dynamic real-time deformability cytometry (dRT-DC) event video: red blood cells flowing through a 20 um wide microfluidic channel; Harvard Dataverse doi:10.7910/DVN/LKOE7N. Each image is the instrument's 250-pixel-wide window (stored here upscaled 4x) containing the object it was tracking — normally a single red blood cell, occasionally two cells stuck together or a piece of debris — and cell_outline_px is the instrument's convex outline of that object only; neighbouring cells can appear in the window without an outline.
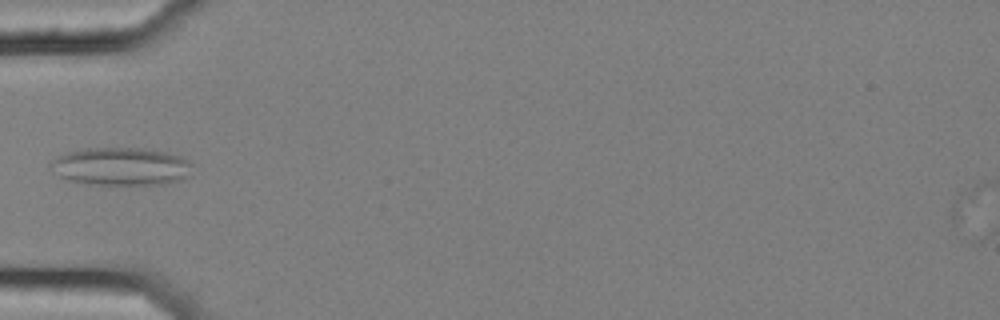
{"species": "common noctule bat (a hibernating species)", "species_latin": "Nyctalus noctula", "temperature_condition": "cold", "stored_images_in_passage": 37, "camera_frame_rate_fps": 3000, "um_per_image_px": 0.085, "animal": {"sex": "female", "body_mass_g": 25.1}, "frame": {"image": 1, "passage_image": 2, "time_ms": 0.333, "image_size_px": [1000, 320], "cell_outline_px": [[192, 176], [180, 180], [164, 184], [88, 184], [68, 180], [60, 176], [48, 164], [56, 156], [68, 152], [84, 148], [144, 148], [164, 152], [180, 156], [192, 164]], "centroid_in_image_um": [10.3, 14.14], "position_along_channel_um": 74.7, "area_um2": 31.39}}
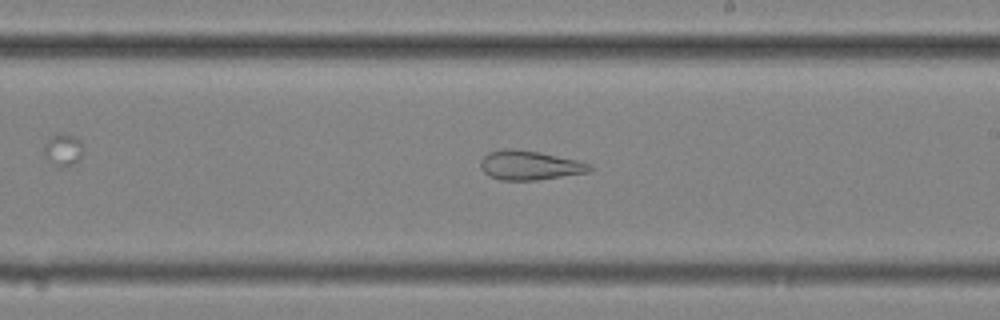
{"frame": {"image": 2, "passage_image": 16, "time_ms": 5.0, "image_size_px": [1000, 320], "cell_outline_px": [[592, 168], [588, 172], [536, 180], [500, 180], [488, 176], [480, 168], [480, 160], [488, 152], [504, 148], [512, 148], [540, 152], [576, 160], [592, 164]], "centroid_in_image_um": [44.97, 14.04], "position_along_channel_um": 244.0, "area_um2": 18.67}}
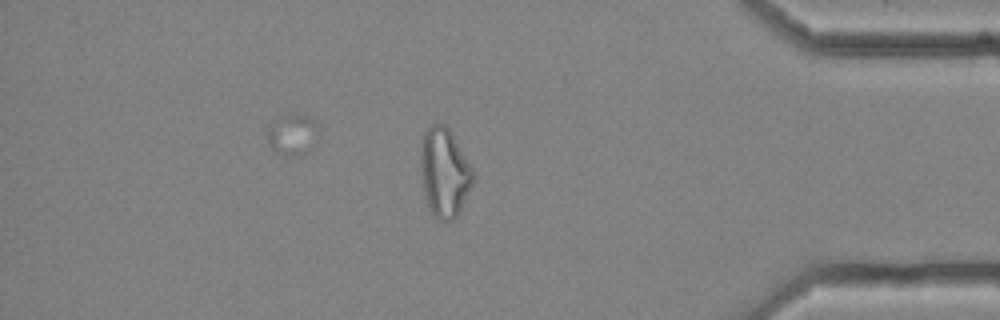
{"frame": {"image": 3, "passage_image": 31, "time_ms": 10.0, "image_size_px": [1000, 320], "cell_outline_px": [[476, 176], [456, 216], [452, 220], [436, 220], [428, 204], [424, 192], [420, 164], [420, 148], [424, 132], [432, 124], [448, 124], [472, 168]], "centroid_in_image_um": [37.77, 14.61], "position_along_channel_um": 397.4, "area_um2": 27.11}, "authors_computed_cell_mechanics": {"area_um2": 19.8832, "velocity_mm_per_s": 3.6246, "shape_relaxation_time_tau1_ms": null, "shape_relaxation_time_tau2_ms": 2.1743, "deformation_change_tau1": null, "deformation_change_tau2": 0.1117}}